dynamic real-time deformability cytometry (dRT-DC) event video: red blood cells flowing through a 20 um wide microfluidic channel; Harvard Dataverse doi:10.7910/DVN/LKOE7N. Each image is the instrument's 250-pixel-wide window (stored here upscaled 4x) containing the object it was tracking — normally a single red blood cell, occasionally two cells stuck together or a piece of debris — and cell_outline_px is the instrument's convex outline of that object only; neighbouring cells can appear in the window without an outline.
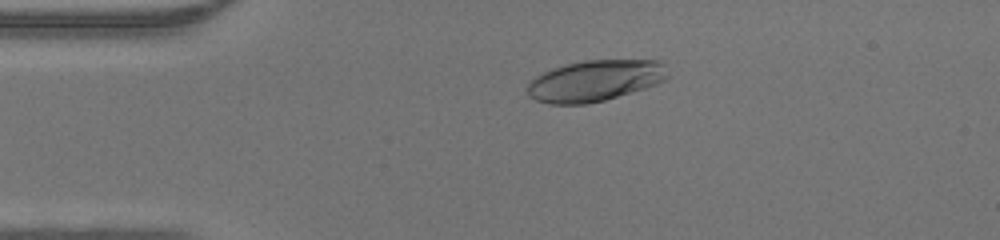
{"species": "human", "species_latin": "Homo sapiens", "temperature_condition": "warm", "stored_images_in_passage": 38, "camera_frame_rate_fps": 3000, "um_per_image_px": 0.085, "donor": {"sex": "male"}, "frame": {"image": 1, "passage_image": 1, "time_ms": 0.0, "image_size_px": [1000, 240], "cell_outline_px": [[672, 76], [656, 84], [644, 88], [604, 100], [584, 104], [548, 104], [536, 100], [528, 96], [524, 88], [536, 76], [552, 68], [564, 64], [584, 60], [660, 60], [664, 64]], "centroid_in_image_um": [50.57, 6.85], "position_along_channel_um": 34.4, "area_um2": 33.93}}
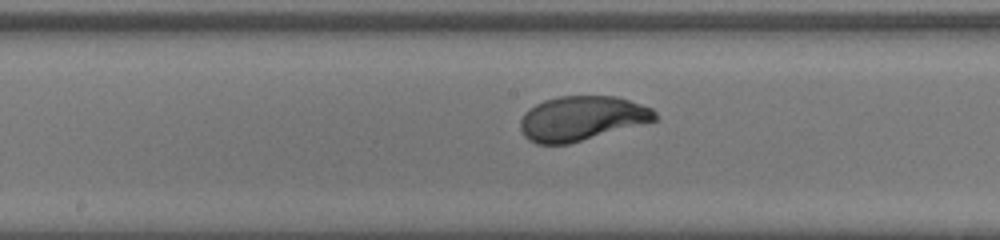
{"frame": {"image": 2, "passage_image": 15, "time_ms": 4.667, "image_size_px": [1000, 240], "cell_outline_px": [[660, 116], [656, 120], [568, 144], [536, 144], [528, 140], [524, 136], [520, 128], [520, 120], [524, 112], [536, 104], [544, 100], [560, 96], [616, 96], [652, 108]], "centroid_in_image_um": [49.42, 10.06], "position_along_channel_um": 198.8, "area_um2": 34.85}}
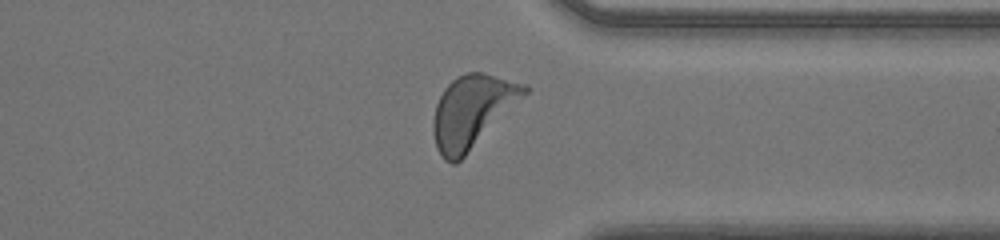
{"frame": {"image": 3, "passage_image": 27, "time_ms": 8.667, "image_size_px": [1000, 240], "cell_outline_px": [[532, 88], [456, 164], [452, 164], [444, 160], [436, 148], [432, 128], [432, 120], [436, 104], [444, 88], [456, 76], [468, 72], [484, 72], [524, 84]], "centroid_in_image_um": [40.1, 9.45], "position_along_channel_um": 371.3, "area_um2": 38.03}}